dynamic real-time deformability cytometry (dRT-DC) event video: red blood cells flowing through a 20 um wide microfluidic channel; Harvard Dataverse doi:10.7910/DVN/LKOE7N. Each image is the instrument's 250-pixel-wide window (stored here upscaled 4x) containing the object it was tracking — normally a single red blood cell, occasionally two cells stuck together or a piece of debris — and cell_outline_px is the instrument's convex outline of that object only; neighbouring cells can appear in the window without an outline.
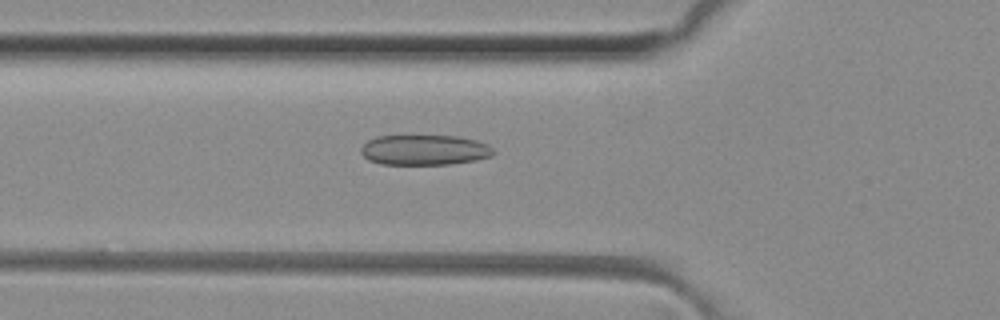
{"species": "common noctule bat (a hibernating species)", "species_latin": "Nyctalus noctula", "temperature_condition": "room temperature", "stored_images_in_passage": 49, "camera_frame_rate_fps": 3000, "um_per_image_px": 0.085, "animal": {"sex": "female", "body_mass_g": 29.2, "forearm_length_mm": 56.3}, "frame": {"image": 1, "passage_image": 17, "time_ms": 5.333, "image_size_px": [1000, 320], "cell_outline_px": [[492, 156], [476, 160], [448, 164], [380, 164], [368, 160], [360, 152], [360, 148], [368, 140], [376, 136], [460, 136], [476, 140], [488, 144], [492, 148]], "centroid_in_image_um": [36.06, 12.74], "position_along_channel_um": 89.7, "area_um2": 23.35}}
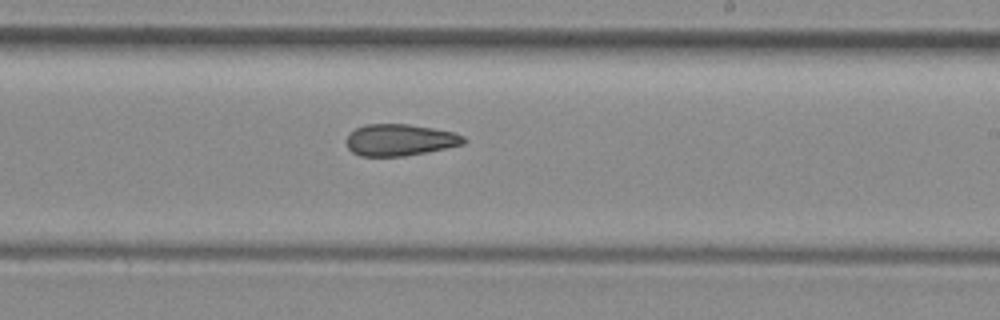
{"frame": {"image": 2, "passage_image": 29, "time_ms": 9.333, "image_size_px": [1000, 320], "cell_outline_px": [[468, 140], [464, 144], [404, 156], [360, 156], [352, 152], [348, 148], [348, 136], [356, 128], [364, 124], [408, 124], [432, 128], [452, 132], [464, 136]], "centroid_in_image_um": [34.0, 11.89], "position_along_channel_um": 255.0, "area_um2": 21.39}}
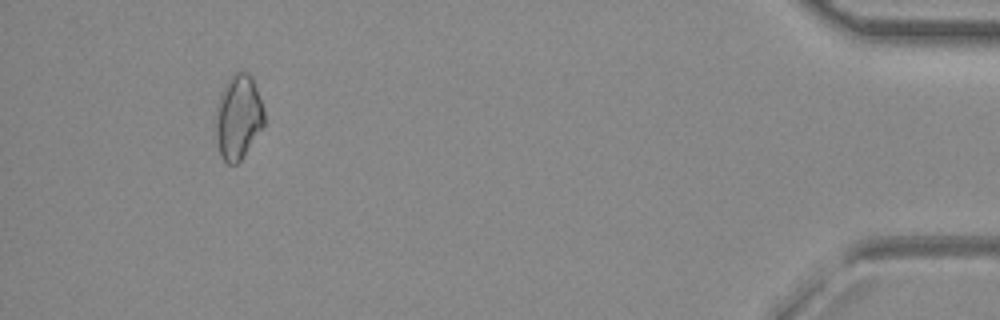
{"frame": {"image": 3, "passage_image": 46, "time_ms": 15.0, "image_size_px": [1000, 320], "cell_outline_px": [[264, 124], [240, 160], [236, 164], [228, 164], [220, 156], [216, 140], [216, 108], [220, 96], [228, 80], [236, 72], [248, 72], [252, 76], [264, 108]], "centroid_in_image_um": [20.25, 9.95], "position_along_channel_um": 415.0, "area_um2": 23.52}, "authors_computed_cell_mechanics": {"area_um2": 23.2934, "velocity_mm_per_s": 4.1204, "shape_relaxation_time_tau1_ms": null, "shape_relaxation_time_tau2_ms": 3.4173, "deformation_change_tau1": null, "deformation_change_tau2": 0.1158}}